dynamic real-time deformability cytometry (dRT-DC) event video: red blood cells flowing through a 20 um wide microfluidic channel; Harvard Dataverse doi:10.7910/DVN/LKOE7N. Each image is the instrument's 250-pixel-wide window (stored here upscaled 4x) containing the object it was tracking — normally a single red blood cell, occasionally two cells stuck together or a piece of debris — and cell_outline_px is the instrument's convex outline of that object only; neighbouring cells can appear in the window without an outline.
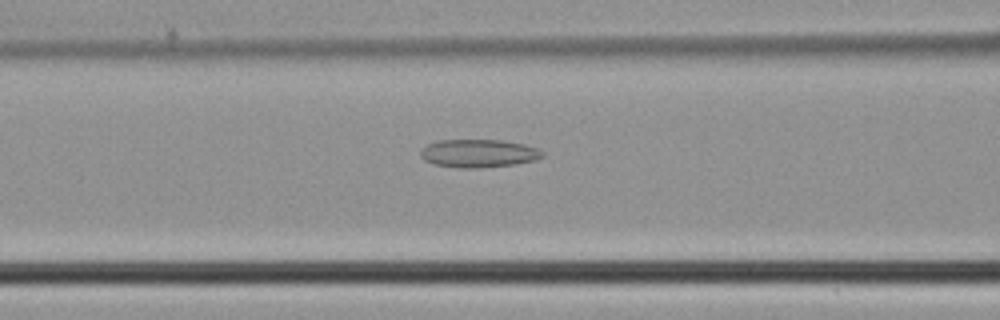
{"species": "common noctule bat (a hibernating species)", "species_latin": "Nyctalus noctula", "temperature_condition": "cold", "stored_images_in_passage": 34, "camera_frame_rate_fps": 3000, "um_per_image_px": 0.085, "animal": {"sex": "male", "body_mass_g": 21.5, "forearm_length_mm": 52.0}, "frame": {"image": 1, "passage_image": 6, "time_ms": 1.667, "image_size_px": [1000, 320], "cell_outline_px": [[544, 156], [536, 160], [516, 164], [480, 168], [460, 168], [436, 164], [424, 160], [420, 156], [420, 152], [428, 144], [436, 140], [504, 140], [524, 144], [536, 148], [544, 152]], "centroid_in_image_um": [40.7, 13.03], "position_along_channel_um": 125.9, "area_um2": 20.0}}
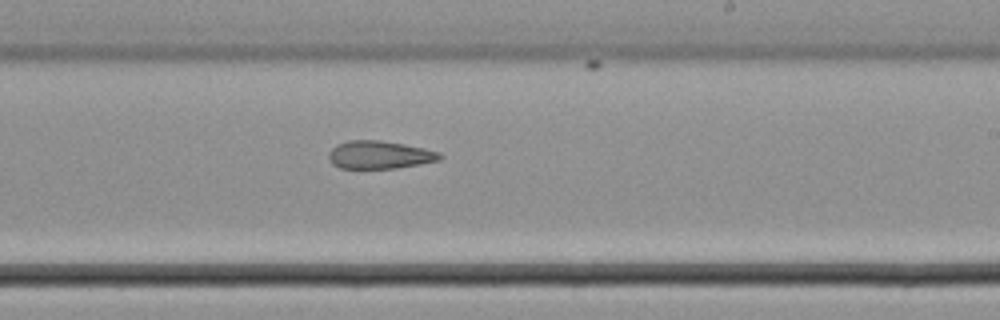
{"frame": {"image": 2, "passage_image": 15, "time_ms": 4.667, "image_size_px": [1000, 320], "cell_outline_px": [[444, 156], [440, 160], [396, 168], [340, 168], [332, 164], [328, 156], [328, 152], [336, 144], [348, 140], [380, 140], [404, 144], [424, 148], [440, 152]], "centroid_in_image_um": [32.25, 13.15], "position_along_channel_um": 256.7, "area_um2": 18.15}}
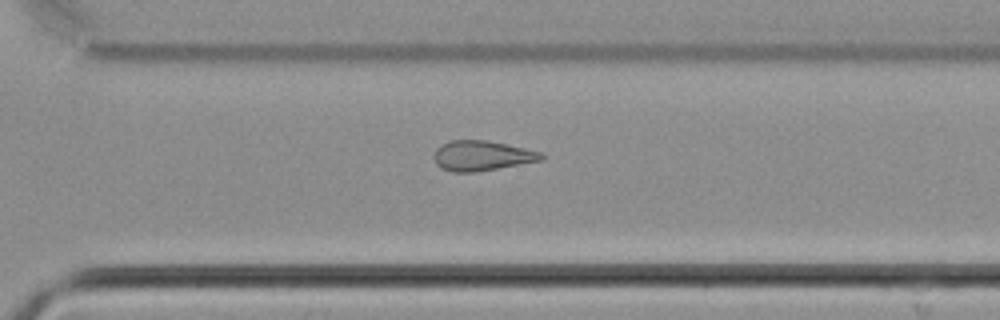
{"frame": {"image": 3, "passage_image": 20, "time_ms": 6.333, "image_size_px": [1000, 320], "cell_outline_px": [[544, 156], [540, 160], [520, 164], [476, 172], [452, 172], [440, 168], [436, 164], [432, 156], [436, 148], [440, 144], [452, 140], [484, 140], [524, 148], [540, 152]], "centroid_in_image_um": [40.87, 13.24], "position_along_channel_um": 329.7, "area_um2": 18.67}}